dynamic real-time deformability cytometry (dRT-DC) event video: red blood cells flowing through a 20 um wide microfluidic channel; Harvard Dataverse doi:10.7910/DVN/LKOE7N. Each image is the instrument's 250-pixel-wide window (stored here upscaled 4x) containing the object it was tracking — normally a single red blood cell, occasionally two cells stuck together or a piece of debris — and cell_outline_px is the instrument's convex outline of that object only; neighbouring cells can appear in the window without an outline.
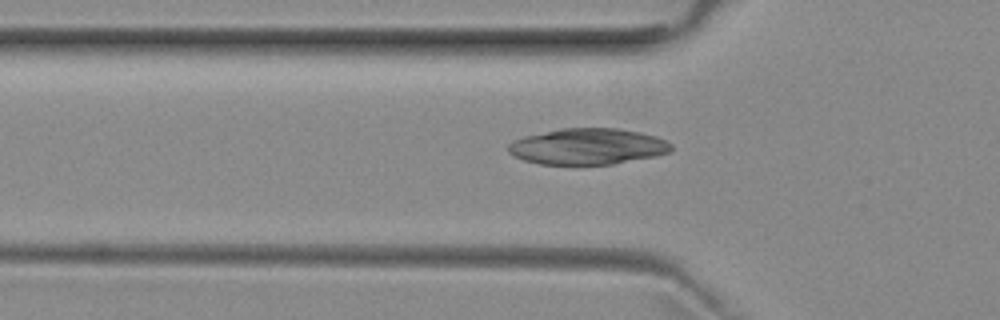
{"species": "common noctule bat (a hibernating species)", "species_latin": "Nyctalus noctula", "temperature_condition": "room temperature", "stored_images_in_passage": 47, "camera_frame_rate_fps": 3000, "um_per_image_px": 0.085, "animal": {"sex": "female", "body_mass_g": 29.2, "forearm_length_mm": 56.3}, "frame": {"image": 1, "passage_image": 17, "time_ms": 5.333, "image_size_px": [1000, 320], "cell_outline_px": [[672, 152], [656, 156], [612, 164], [540, 164], [524, 160], [512, 156], [508, 152], [508, 144], [512, 140], [524, 136], [560, 128], [620, 128], [640, 132], [656, 136], [672, 144]], "centroid_in_image_um": [49.95, 12.44], "position_along_channel_um": 75.9, "area_um2": 34.51}}
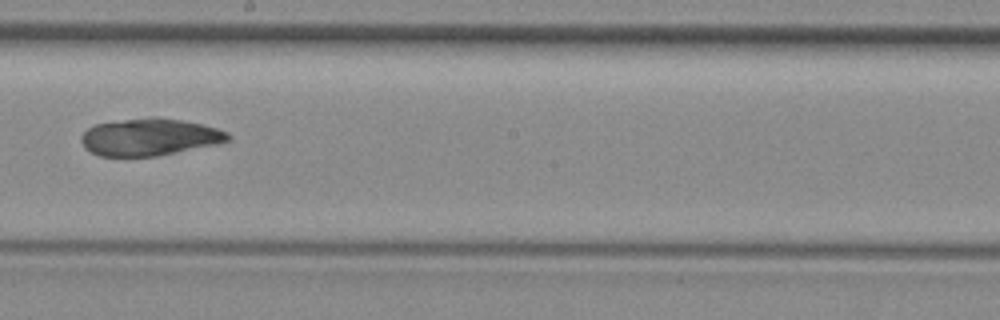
{"frame": {"image": 2, "passage_image": 29, "time_ms": 9.333, "image_size_px": [1000, 320], "cell_outline_px": [[232, 136], [228, 140], [216, 144], [156, 156], [100, 156], [84, 148], [80, 140], [80, 136], [88, 128], [96, 124], [152, 116], [156, 116], [180, 120], [200, 124], [216, 128], [228, 132]], "centroid_in_image_um": [12.69, 11.65], "position_along_channel_um": 235.5, "area_um2": 31.56}}
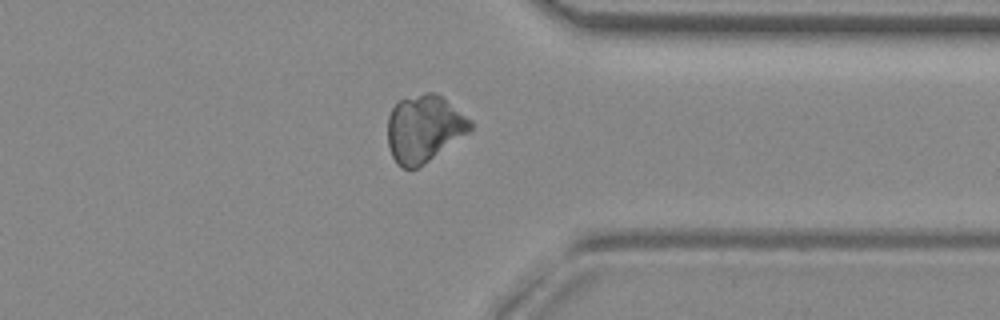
{"frame": {"image": 3, "passage_image": 40, "time_ms": 13.0, "image_size_px": [1000, 320], "cell_outline_px": [[472, 128], [468, 132], [420, 168], [400, 168], [396, 164], [388, 148], [388, 116], [392, 108], [400, 100], [424, 92], [436, 92], [444, 96], [472, 120]], "centroid_in_image_um": [36.05, 10.93], "position_along_channel_um": 375.4, "area_um2": 32.71}}